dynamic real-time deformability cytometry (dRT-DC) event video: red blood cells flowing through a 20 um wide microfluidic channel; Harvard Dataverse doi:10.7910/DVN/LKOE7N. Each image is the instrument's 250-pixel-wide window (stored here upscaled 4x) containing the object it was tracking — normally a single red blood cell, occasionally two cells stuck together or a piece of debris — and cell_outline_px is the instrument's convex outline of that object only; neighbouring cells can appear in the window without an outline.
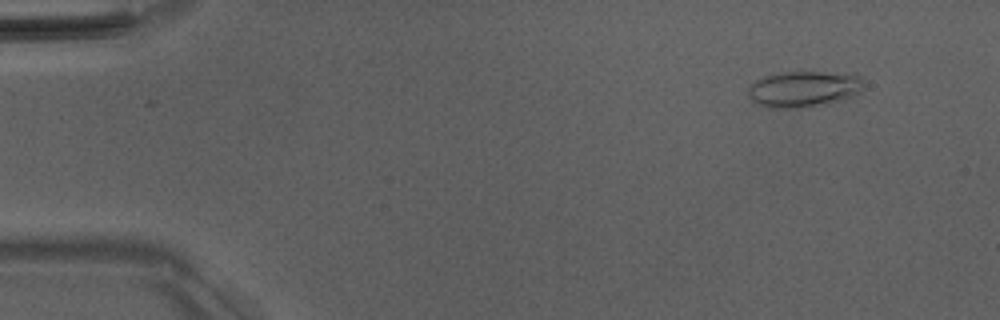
{"species": "Egyptian fruit bat (a non-hibernating species)", "species_latin": "Rousettus aegyptiacus", "temperature_condition": "room temperature", "stored_images_in_passage": 51, "camera_frame_rate_fps": 3000, "um_per_image_px": 0.085, "animal": {"sex": "male"}, "frame": {"image": 1, "passage_image": 5, "time_ms": 1.333, "image_size_px": [1000, 320], "cell_outline_px": [[864, 88], [856, 96], [828, 104], [800, 108], [768, 108], [752, 100], [748, 92], [748, 88], [756, 80], [764, 76], [784, 72], [852, 72], [860, 76], [864, 84]], "centroid_in_image_um": [68.41, 7.56], "position_along_channel_um": 16.6, "area_um2": 24.74}}
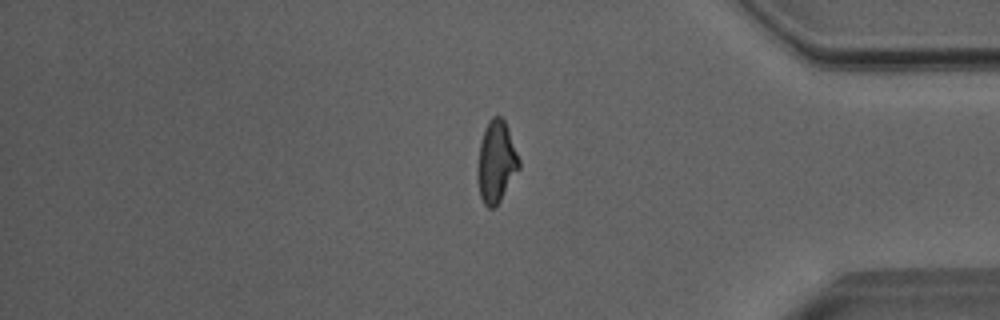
{"frame": {"image": 2, "passage_image": 43, "time_ms": 14.0, "image_size_px": [1000, 320], "cell_outline_px": [[520, 168], [500, 200], [492, 208], [488, 208], [484, 204], [480, 196], [476, 176], [476, 172], [480, 144], [484, 128], [488, 120], [492, 116], [500, 116], [504, 120], [508, 128], [520, 160]], "centroid_in_image_um": [42.17, 13.74], "position_along_channel_um": 393.0, "area_um2": 19.83}}
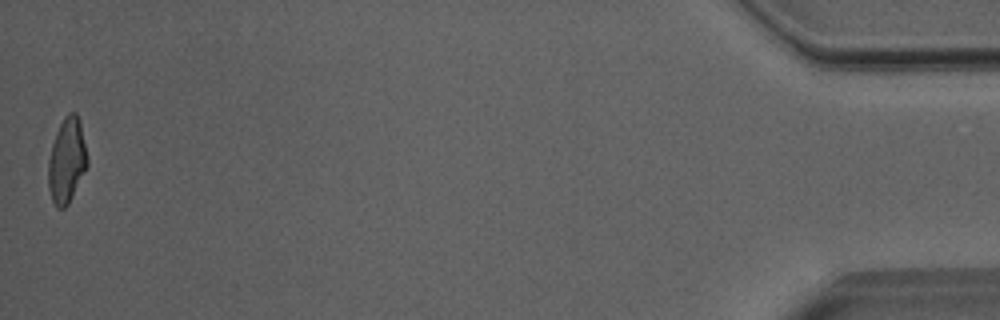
{"frame": {"image": 3, "passage_image": 51, "time_ms": 16.667, "image_size_px": [1000, 320], "cell_outline_px": [[88, 164], [68, 204], [64, 208], [56, 208], [52, 200], [48, 188], [48, 160], [52, 144], [56, 132], [64, 116], [68, 112], [76, 112], [80, 120], [88, 156]], "centroid_in_image_um": [5.68, 13.62], "position_along_channel_um": 429.5, "area_um2": 19.42}, "authors_computed_cell_mechanics": {"area_um2": 19.8254, "velocity_mm_per_s": 4.0433, "shape_relaxation_time_tau1_ms": 5.2638, "shape_relaxation_time_tau2_ms": 1.6099, "deformation_change_tau1": 0.2103, "deformation_change_tau2": 0.0986}}